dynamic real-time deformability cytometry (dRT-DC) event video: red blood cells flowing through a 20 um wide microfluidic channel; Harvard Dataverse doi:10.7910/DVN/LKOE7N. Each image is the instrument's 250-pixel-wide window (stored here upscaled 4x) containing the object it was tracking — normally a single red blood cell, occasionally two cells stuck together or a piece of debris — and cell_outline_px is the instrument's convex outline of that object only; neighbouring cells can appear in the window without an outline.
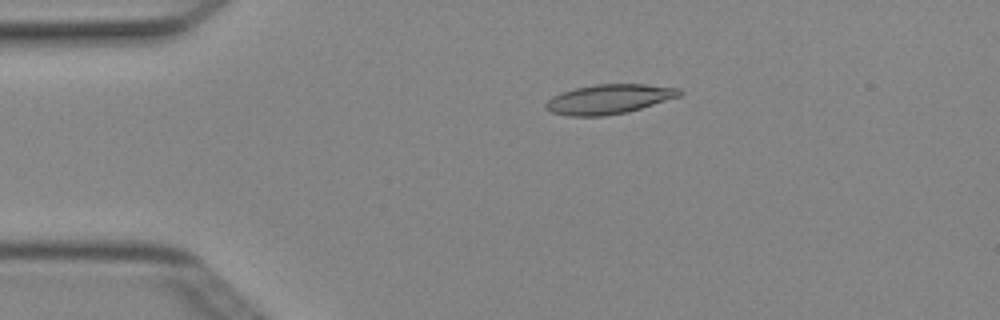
{"species": "Egyptian fruit bat (a non-hibernating species)", "species_latin": "Rousettus aegyptiacus", "temperature_condition": "cold", "stored_images_in_passage": 4, "camera_frame_rate_fps": 3000, "um_per_image_px": 0.085, "animal": {"sex": "female"}, "frame": {"image": 1, "passage_image": 3, "time_ms": 0.667, "image_size_px": [1000, 320], "cell_outline_px": [[684, 92], [680, 96], [628, 112], [604, 116], [568, 116], [552, 112], [544, 108], [544, 104], [552, 96], [560, 92], [576, 88], [596, 84], [644, 84], [680, 88]], "centroid_in_image_um": [51.75, 8.42], "position_along_channel_um": 33.2, "area_um2": 23.12}}